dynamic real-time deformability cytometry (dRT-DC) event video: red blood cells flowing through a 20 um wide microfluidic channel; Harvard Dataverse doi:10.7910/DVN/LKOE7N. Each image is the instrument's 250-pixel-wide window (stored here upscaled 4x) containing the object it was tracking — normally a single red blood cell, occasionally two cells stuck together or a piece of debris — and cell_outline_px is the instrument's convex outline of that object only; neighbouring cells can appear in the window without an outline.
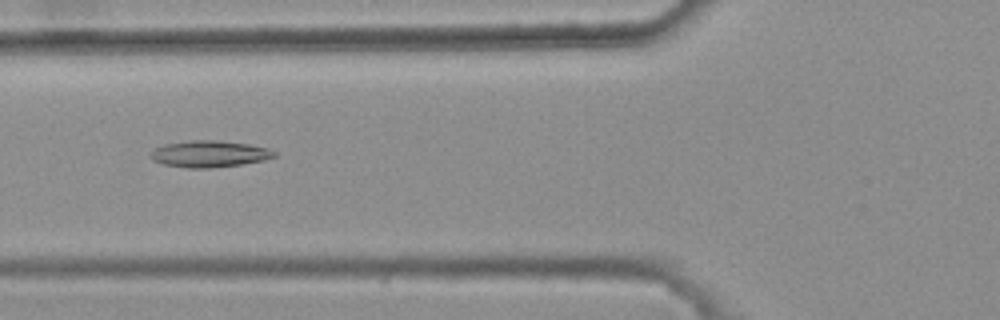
{"species": "common noctule bat (a hibernating species)", "species_latin": "Nyctalus noctula", "temperature_condition": "warm", "stored_images_in_passage": 30, "camera_frame_rate_fps": 3000, "um_per_image_px": 0.085, "animal": {"sex": "female", "body_mass_g": 25.1}, "frame": {"image": 1, "passage_image": 9, "time_ms": 2.667, "image_size_px": [1000, 320], "cell_outline_px": [[276, 156], [264, 160], [240, 164], [212, 168], [188, 168], [164, 164], [152, 160], [152, 152], [156, 148], [164, 144], [188, 140], [216, 140], [248, 144], [268, 148], [276, 152]], "centroid_in_image_um": [17.81, 13.08], "position_along_channel_um": 108.0, "area_um2": 19.02}}
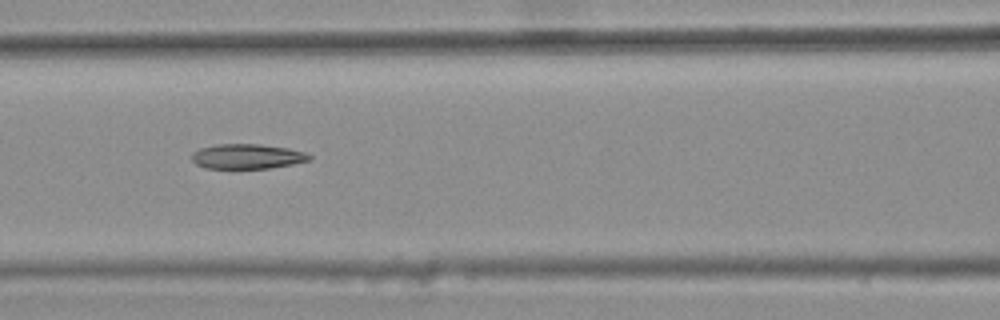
{"frame": {"image": 2, "passage_image": 12, "time_ms": 3.667, "image_size_px": [1000, 320], "cell_outline_px": [[312, 160], [292, 164], [268, 168], [204, 168], [196, 164], [192, 160], [192, 152], [200, 148], [216, 144], [260, 144], [288, 148], [304, 152], [312, 156]], "centroid_in_image_um": [21.01, 13.29], "position_along_channel_um": 145.6, "area_um2": 17.05}}
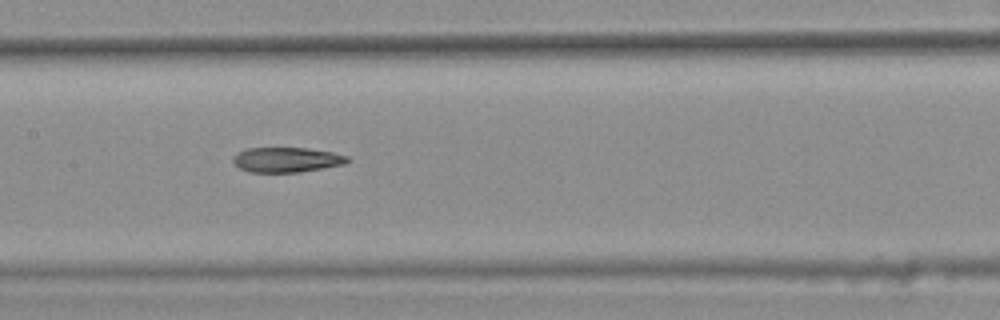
{"frame": {"image": 3, "passage_image": 15, "time_ms": 4.667, "image_size_px": [1000, 320], "cell_outline_px": [[348, 160], [344, 164], [300, 172], [248, 172], [240, 168], [232, 160], [232, 156], [236, 152], [248, 148], [308, 148], [332, 152], [348, 156]], "centroid_in_image_um": [24.32, 13.57], "position_along_channel_um": 183.1, "area_um2": 16.59}}